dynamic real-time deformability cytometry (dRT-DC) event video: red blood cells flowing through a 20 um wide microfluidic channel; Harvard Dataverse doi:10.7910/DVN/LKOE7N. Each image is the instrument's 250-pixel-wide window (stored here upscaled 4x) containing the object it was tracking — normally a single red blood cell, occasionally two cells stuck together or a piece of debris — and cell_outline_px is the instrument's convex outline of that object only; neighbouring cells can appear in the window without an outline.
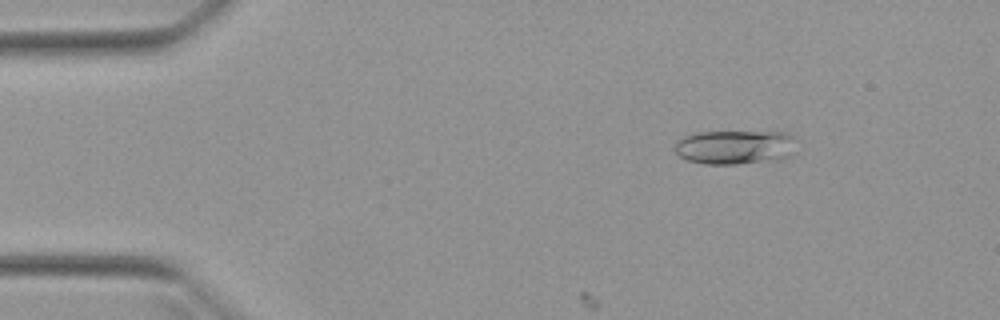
{"species": "Egyptian fruit bat (a non-hibernating species)", "species_latin": "Rousettus aegyptiacus", "temperature_condition": "warm", "stored_images_in_passage": 28, "camera_frame_rate_fps": 3000, "um_per_image_px": 0.085, "animal": {"sex": "female"}, "frame": {"image": 1, "passage_image": 7, "time_ms": 2.0, "image_size_px": [1000, 320], "cell_outline_px": [[796, 152], [792, 156], [784, 160], [736, 164], [704, 164], [688, 160], [680, 156], [672, 148], [676, 140], [692, 132], [788, 132], [796, 136]], "centroid_in_image_um": [62.55, 12.51], "position_along_channel_um": 22.5, "area_um2": 25.14}}